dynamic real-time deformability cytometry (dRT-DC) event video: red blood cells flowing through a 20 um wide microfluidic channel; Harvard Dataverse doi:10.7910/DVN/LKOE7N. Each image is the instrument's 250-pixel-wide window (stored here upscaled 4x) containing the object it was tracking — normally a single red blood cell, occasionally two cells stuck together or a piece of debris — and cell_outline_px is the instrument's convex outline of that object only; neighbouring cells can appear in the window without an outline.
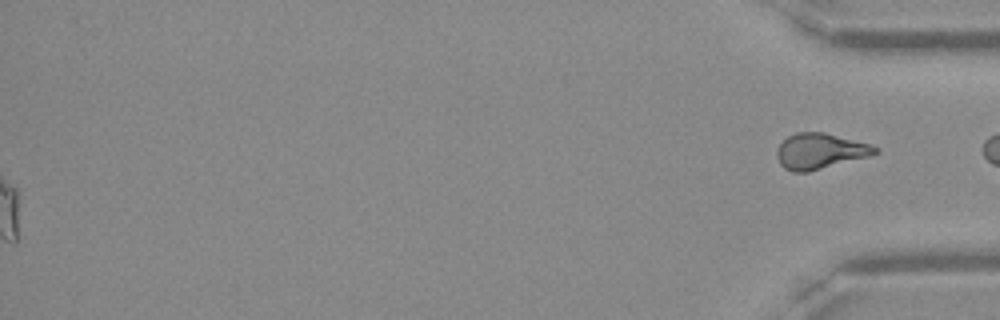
{"species": "Egyptian fruit bat (a non-hibernating species)", "species_latin": "Rousettus aegyptiacus", "temperature_condition": "warm", "stored_images_in_passage": 40, "segment_of_instrument_passage": [2, 2], "camera_frame_rate_fps": 3000, "um_per_image_px": 0.085, "frame": {"image": 1, "passage_image": 40, "time_ms": 13.0, "image_size_px": [1000, 320], "cell_outline_px": [[880, 152], [868, 156], [808, 172], [792, 172], [784, 168], [780, 164], [776, 156], [776, 152], [780, 144], [788, 136], [796, 132], [824, 132], [868, 144], [880, 148]], "centroid_in_image_um": [69.68, 12.85], "position_along_channel_um": 365.5, "area_um2": 20.23}}